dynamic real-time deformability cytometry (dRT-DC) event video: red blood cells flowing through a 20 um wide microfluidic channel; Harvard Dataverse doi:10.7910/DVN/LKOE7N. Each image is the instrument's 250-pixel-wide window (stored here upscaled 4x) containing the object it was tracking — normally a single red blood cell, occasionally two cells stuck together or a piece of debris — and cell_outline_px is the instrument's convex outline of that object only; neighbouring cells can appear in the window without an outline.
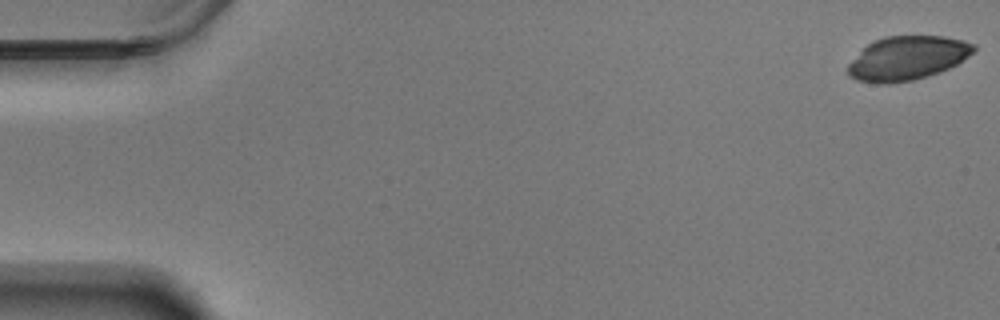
{"species": "Egyptian fruit bat (a non-hibernating species)", "species_latin": "Rousettus aegyptiacus", "temperature_condition": "warm", "stored_images_in_passage": 9, "camera_frame_rate_fps": 3000, "um_per_image_px": 0.085, "animal": {"sex": "male"}, "frame": {"image": 1, "passage_image": 1, "time_ms": 0.0, "image_size_px": [1000, 320], "cell_outline_px": [[976, 48], [968, 56], [956, 64], [940, 72], [928, 76], [912, 80], [888, 84], [876, 84], [856, 80], [848, 76], [848, 64], [872, 40], [884, 36], [944, 36], [964, 40], [976, 44]], "centroid_in_image_um": [77.11, 4.94], "position_along_channel_um": 7.9, "area_um2": 32.31}}